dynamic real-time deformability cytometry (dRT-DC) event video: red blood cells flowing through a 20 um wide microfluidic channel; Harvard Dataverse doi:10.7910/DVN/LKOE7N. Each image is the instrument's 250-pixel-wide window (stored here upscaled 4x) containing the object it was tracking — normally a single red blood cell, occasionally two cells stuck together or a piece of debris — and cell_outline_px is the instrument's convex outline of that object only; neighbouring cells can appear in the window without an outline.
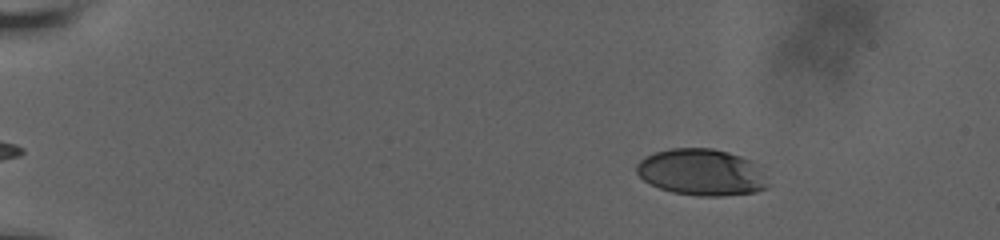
{"species": "human", "species_latin": "Homo sapiens", "temperature_condition": "room temperature", "stored_images_in_passage": 10, "camera_frame_rate_fps": 3000, "um_per_image_px": 0.085, "donor": {"sex": "male"}, "frame": {"image": 1, "passage_image": 1, "time_ms": 0.0, "image_size_px": [1000, 240], "cell_outline_px": [[772, 184], [768, 188], [756, 192], [724, 196], [696, 196], [672, 192], [660, 188], [644, 180], [636, 172], [636, 164], [644, 156], [656, 152], [672, 148], [712, 148], [728, 152], [764, 164]], "centroid_in_image_um": [59.77, 14.65], "position_along_channel_um": 25.2, "area_um2": 36.7}}
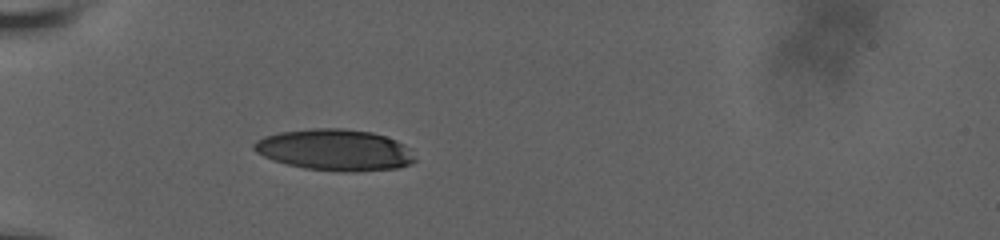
{"frame": {"image": 2, "passage_image": 6, "time_ms": 3.667, "image_size_px": [1000, 240], "cell_outline_px": [[416, 160], [412, 164], [400, 168], [352, 172], [344, 172], [304, 168], [272, 160], [256, 152], [252, 148], [252, 144], [256, 140], [264, 136], [280, 132], [312, 128], [340, 128], [372, 132], [396, 140], [412, 148]], "centroid_in_image_um": [28.5, 12.75], "position_along_channel_um": 56.5, "area_um2": 39.13}}
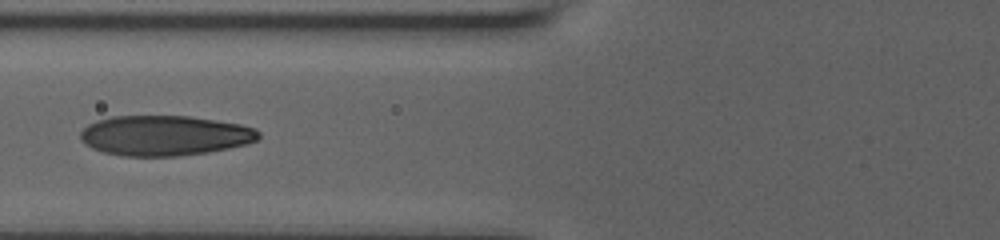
{"frame": {"image": 3, "passage_image": 9, "time_ms": 5.667, "image_size_px": [1000, 240], "cell_outline_px": [[260, 136], [256, 140], [248, 144], [208, 152], [180, 156], [124, 156], [104, 152], [92, 148], [84, 144], [80, 140], [80, 132], [88, 124], [96, 120], [112, 116], [188, 116], [216, 120], [240, 124], [256, 128], [260, 132]], "centroid_in_image_um": [13.99, 11.52], "position_along_channel_um": 111.8, "area_um2": 41.91}}